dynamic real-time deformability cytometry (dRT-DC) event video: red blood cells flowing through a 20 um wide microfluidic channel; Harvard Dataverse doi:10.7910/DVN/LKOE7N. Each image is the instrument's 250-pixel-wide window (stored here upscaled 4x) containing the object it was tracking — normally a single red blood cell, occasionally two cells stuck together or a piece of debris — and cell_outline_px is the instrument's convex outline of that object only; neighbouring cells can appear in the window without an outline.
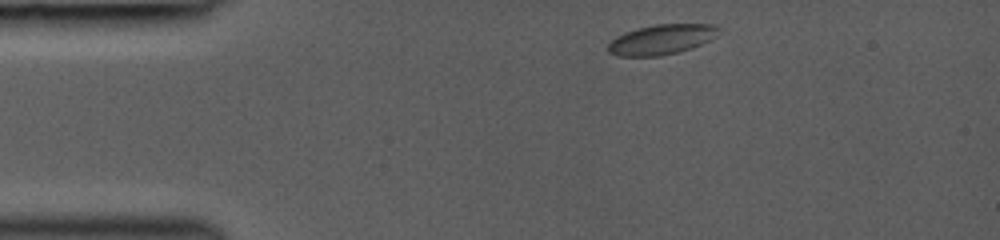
{"species": "common noctule bat (a hibernating species)", "species_latin": "Nyctalus noctula", "temperature_condition": "room temperature", "stored_images_in_passage": 7, "camera_frame_rate_fps": 3000, "um_per_image_px": 0.085, "animal": {"sex": "female", "body_mass_g": 19.0, "forearm_length_mm": 53.3}, "frame": {"image": 1, "passage_image": 1, "time_ms": 0.0, "image_size_px": [1000, 240], "cell_outline_px": [[720, 28], [716, 36], [712, 40], [692, 48], [660, 56], [616, 56], [608, 52], [608, 44], [616, 36], [624, 32], [636, 28], [656, 24], [712, 24]], "centroid_in_image_um": [56.23, 3.35], "position_along_channel_um": 28.8, "area_um2": 19.48}}
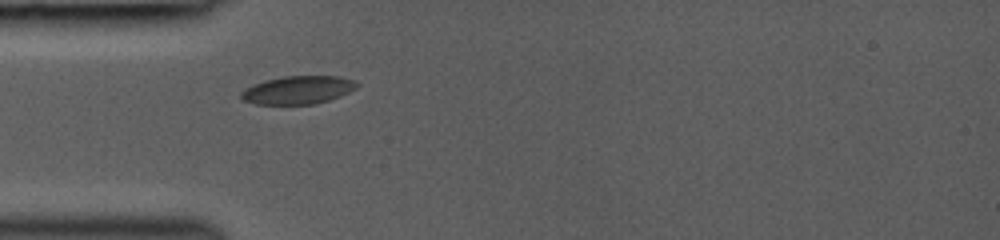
{"frame": {"image": 2, "passage_image": 5, "time_ms": 2.0, "image_size_px": [1000, 240], "cell_outline_px": [[360, 84], [356, 88], [340, 96], [316, 104], [256, 104], [244, 100], [240, 96], [240, 92], [244, 88], [252, 84], [264, 80], [284, 76], [340, 76], [356, 80]], "centroid_in_image_um": [25.33, 7.64], "position_along_channel_um": 59.7, "area_um2": 19.13}}